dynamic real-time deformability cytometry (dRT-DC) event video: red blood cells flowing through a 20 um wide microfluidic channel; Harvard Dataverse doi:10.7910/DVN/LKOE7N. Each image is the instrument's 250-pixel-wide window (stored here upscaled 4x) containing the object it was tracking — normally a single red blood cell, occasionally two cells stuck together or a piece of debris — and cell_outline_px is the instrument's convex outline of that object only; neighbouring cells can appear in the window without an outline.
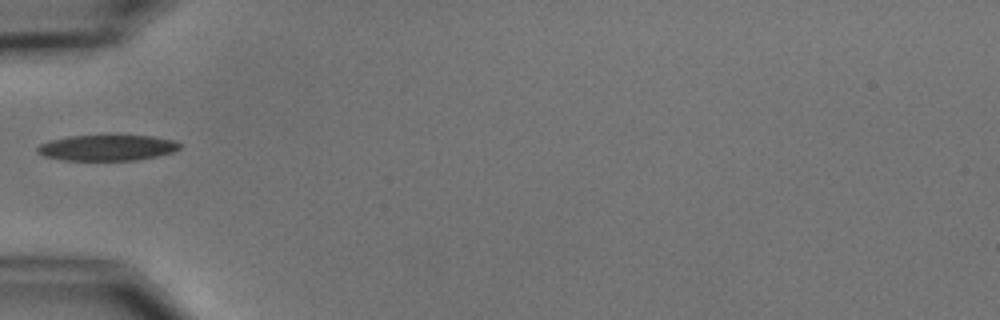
{"species": "common noctule bat (a hibernating species)", "species_latin": "Nyctalus noctula", "temperature_condition": "cold", "stored_images_in_passage": 2, "camera_frame_rate_fps": 3000, "um_per_image_px": 0.085, "animal": {"sex": "male", "body_mass_g": 15.6}, "frame": {"image": 1, "passage_image": 1, "time_ms": 0.0, "image_size_px": [1000, 320], "cell_outline_px": [[180, 148], [172, 152], [156, 156], [136, 160], [64, 160], [44, 156], [36, 152], [36, 148], [40, 144], [52, 140], [68, 136], [112, 132], [152, 136], [172, 140], [180, 144]], "centroid_in_image_um": [9.09, 12.5], "position_along_channel_um": 75.9, "area_um2": 22.31}}